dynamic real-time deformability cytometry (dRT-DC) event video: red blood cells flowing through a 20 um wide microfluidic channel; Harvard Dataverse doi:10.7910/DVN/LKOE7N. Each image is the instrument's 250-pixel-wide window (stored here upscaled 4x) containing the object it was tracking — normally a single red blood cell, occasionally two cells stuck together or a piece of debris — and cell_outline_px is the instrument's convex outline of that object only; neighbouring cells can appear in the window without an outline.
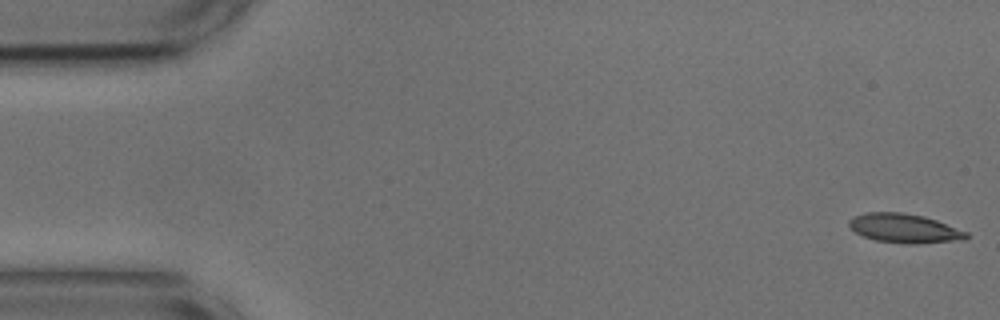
{"species": "common noctule bat (a hibernating species)", "species_latin": "Nyctalus noctula", "temperature_condition": "cold", "stored_images_in_passage": 54, "camera_frame_rate_fps": 3000, "um_per_image_px": 0.085, "animal": {"sex": "male", "body_mass_g": 17.9, "forearm_length_mm": 54.2}, "frame": {"image": 1, "passage_image": 1, "time_ms": 0.0, "image_size_px": [1000, 320], "cell_outline_px": [[968, 236], [964, 240], [916, 244], [904, 244], [876, 240], [864, 236], [848, 228], [848, 220], [856, 216], [868, 212], [900, 212], [924, 216], [936, 220], [968, 232]], "centroid_in_image_um": [76.87, 19.41], "position_along_channel_um": 8.1, "area_um2": 19.94}}
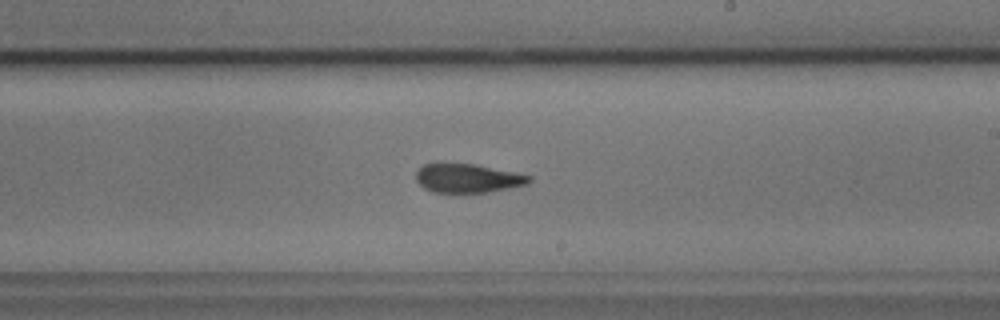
{"frame": {"image": 2, "passage_image": 31, "time_ms": 10.0, "image_size_px": [1000, 320], "cell_outline_px": [[532, 180], [528, 184], [488, 192], [432, 192], [424, 188], [416, 180], [416, 172], [424, 164], [476, 164], [532, 176]], "centroid_in_image_um": [39.77, 15.15], "position_along_channel_um": 249.2, "area_um2": 18.79}}
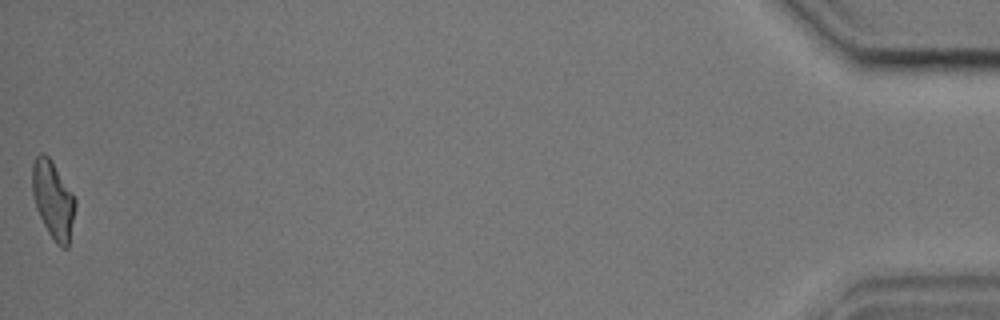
{"frame": {"image": 3, "passage_image": 54, "time_ms": 17.667, "image_size_px": [1000, 320], "cell_outline_px": [[76, 208], [68, 248], [60, 248], [56, 244], [48, 232], [36, 208], [32, 192], [32, 164], [36, 156], [40, 152], [44, 152], [52, 160], [72, 192], [76, 200]], "centroid_in_image_um": [4.52, 16.98], "position_along_channel_um": 430.7, "area_um2": 19.65}, "authors_computed_cell_mechanics": {"area_um2": 19.8254, "velocity_mm_per_s": 3.6514, "shape_relaxation_time_tau1_ms": 4.2644, "shape_relaxation_time_tau2_ms": 2.424, "deformation_change_tau1": 0.1575, "deformation_change_tau2": 0.1113}}